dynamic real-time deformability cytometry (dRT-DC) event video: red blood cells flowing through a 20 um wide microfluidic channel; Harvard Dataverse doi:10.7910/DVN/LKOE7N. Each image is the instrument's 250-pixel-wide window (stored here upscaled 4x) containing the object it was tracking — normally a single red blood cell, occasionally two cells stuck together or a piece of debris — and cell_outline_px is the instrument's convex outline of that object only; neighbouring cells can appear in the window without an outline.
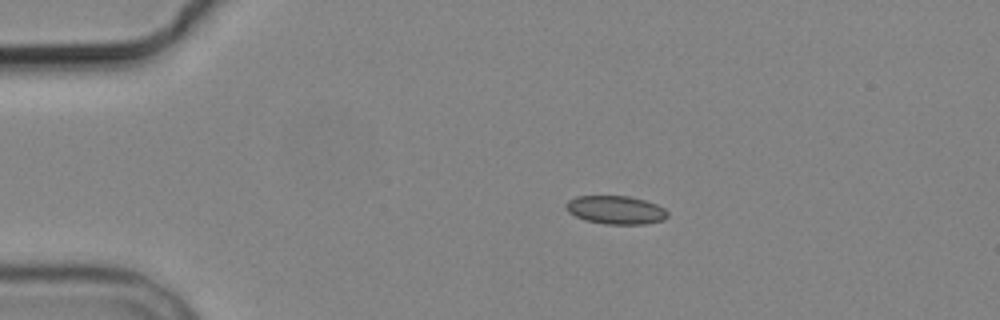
{"species": "common noctule bat (a hibernating species)", "species_latin": "Nyctalus noctula", "temperature_condition": "cold", "stored_images_in_passage": 5, "camera_frame_rate_fps": 3000, "um_per_image_px": 0.085, "animal": {"sex": "male", "body_mass_g": 19.2, "forearm_length_mm": 51.8}, "frame": {"image": 1, "passage_image": 1, "time_ms": 0.0, "image_size_px": [1000, 320], "cell_outline_px": [[668, 216], [664, 220], [644, 224], [604, 224], [584, 220], [568, 212], [564, 208], [564, 204], [568, 200], [576, 196], [628, 196], [644, 200], [656, 204], [664, 208], [668, 212]], "centroid_in_image_um": [52.31, 17.84], "position_along_channel_um": 32.7, "area_um2": 16.94}}
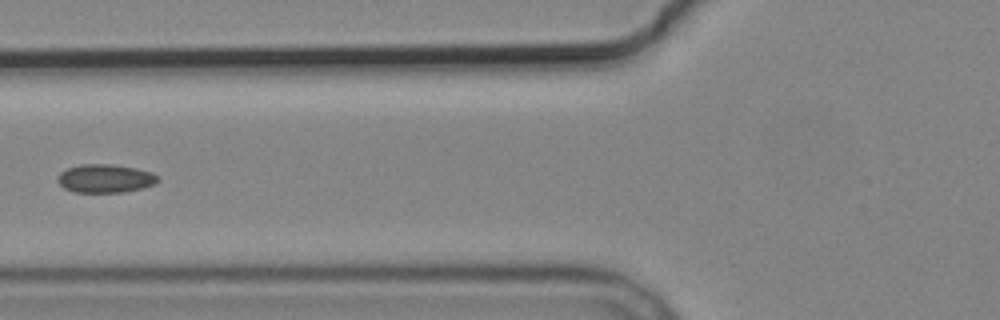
{"frame": {"image": 2, "passage_image": 4, "time_ms": 3.667, "image_size_px": [1000, 320], "cell_outline_px": [[160, 180], [152, 184], [140, 188], [120, 192], [76, 192], [64, 188], [56, 180], [56, 176], [60, 172], [68, 168], [80, 164], [112, 164], [136, 168], [152, 172]], "centroid_in_image_um": [8.89, 15.15], "position_along_channel_um": 116.9, "area_um2": 16.47}}
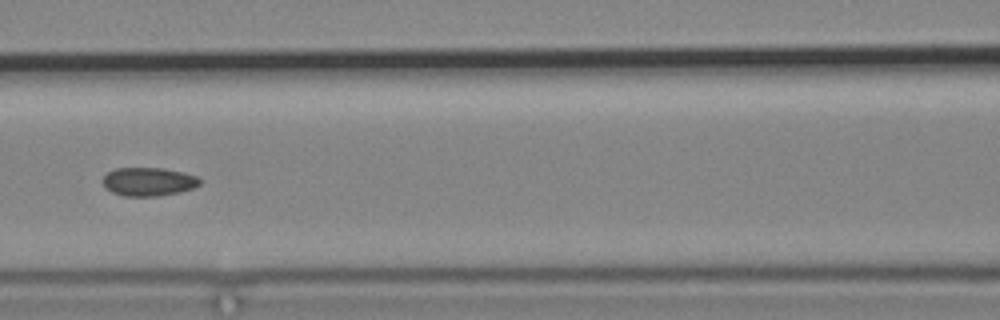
{"frame": {"image": 3, "passage_image": 5, "time_ms": 4.667, "image_size_px": [1000, 320], "cell_outline_px": [[200, 184], [192, 188], [180, 192], [156, 196], [124, 196], [112, 192], [104, 188], [100, 180], [108, 172], [116, 168], [164, 168], [184, 172], [196, 176], [200, 180]], "centroid_in_image_um": [12.58, 15.44], "position_along_channel_um": 154.0, "area_um2": 16.24}}